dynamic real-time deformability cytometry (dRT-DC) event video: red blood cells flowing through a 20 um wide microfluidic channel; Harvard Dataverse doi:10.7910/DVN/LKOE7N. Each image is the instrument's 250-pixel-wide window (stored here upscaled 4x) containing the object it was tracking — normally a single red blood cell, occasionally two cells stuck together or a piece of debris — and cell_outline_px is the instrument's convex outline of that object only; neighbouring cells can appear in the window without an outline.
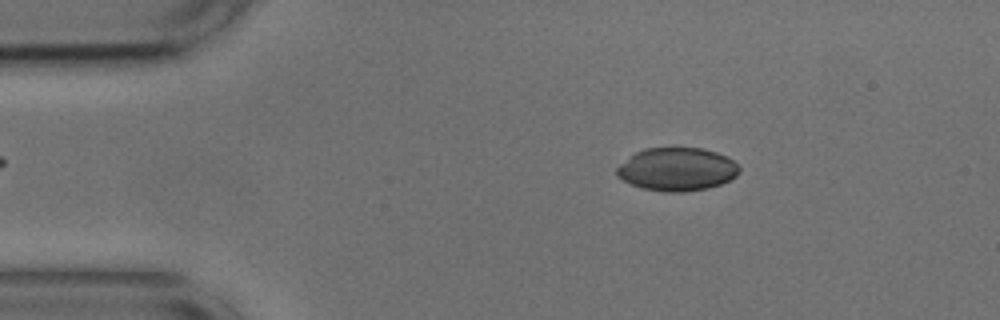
{"species": "common noctule bat (a hibernating species)", "species_latin": "Nyctalus noctula", "temperature_condition": "cold", "stored_images_in_passage": 45, "camera_frame_rate_fps": 3000, "um_per_image_px": 0.085, "animal": {"sex": "male", "body_mass_g": 17.9, "forearm_length_mm": 54.2}, "frame": {"image": 1, "passage_image": 8, "time_ms": 2.333, "image_size_px": [1000, 320], "cell_outline_px": [[740, 172], [736, 176], [720, 184], [708, 188], [684, 192], [664, 192], [644, 188], [632, 184], [616, 176], [616, 168], [620, 164], [636, 152], [644, 148], [704, 148], [728, 156], [740, 168]], "centroid_in_image_um": [57.56, 14.38], "position_along_channel_um": 27.4, "area_um2": 30.75}}
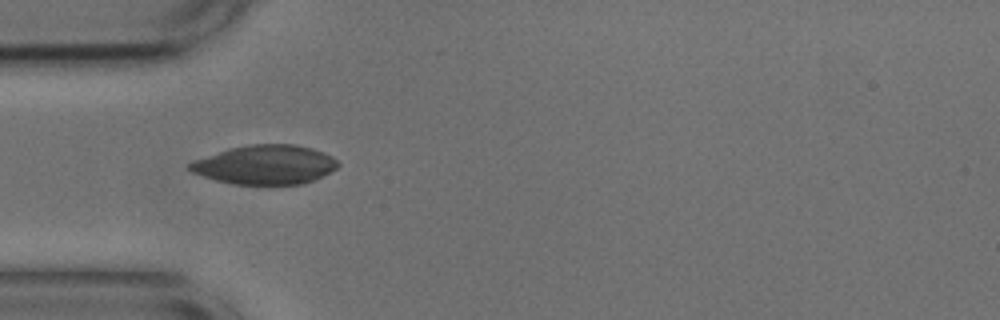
{"frame": {"image": 2, "passage_image": 15, "time_ms": 4.667, "image_size_px": [1000, 320], "cell_outline_px": [[340, 164], [336, 168], [312, 180], [300, 184], [268, 188], [236, 184], [216, 180], [192, 172], [188, 168], [188, 164], [196, 160], [228, 148], [248, 144], [296, 144], [312, 148], [324, 152], [332, 156]], "centroid_in_image_um": [22.55, 14.03], "position_along_channel_um": 62.4, "area_um2": 34.45}}
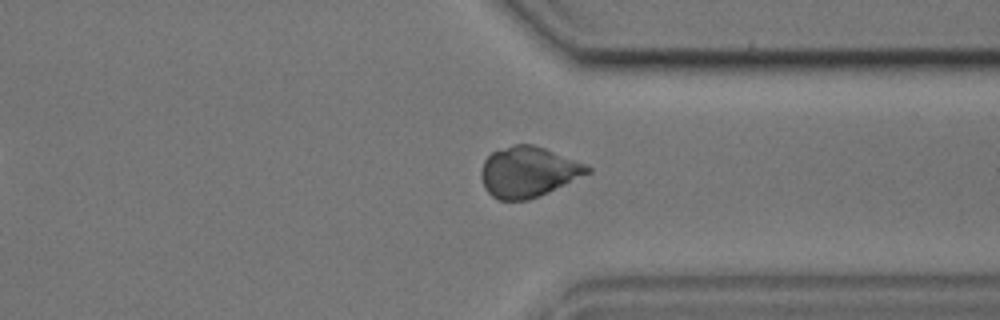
{"frame": {"image": 3, "passage_image": 40, "time_ms": 13.0, "image_size_px": [1000, 320], "cell_outline_px": [[592, 172], [540, 196], [528, 200], [500, 200], [492, 196], [484, 188], [480, 176], [484, 160], [492, 152], [512, 144], [532, 144], [544, 148], [588, 164], [592, 168]], "centroid_in_image_um": [44.91, 14.61], "position_along_channel_um": 366.5, "area_um2": 31.44}}